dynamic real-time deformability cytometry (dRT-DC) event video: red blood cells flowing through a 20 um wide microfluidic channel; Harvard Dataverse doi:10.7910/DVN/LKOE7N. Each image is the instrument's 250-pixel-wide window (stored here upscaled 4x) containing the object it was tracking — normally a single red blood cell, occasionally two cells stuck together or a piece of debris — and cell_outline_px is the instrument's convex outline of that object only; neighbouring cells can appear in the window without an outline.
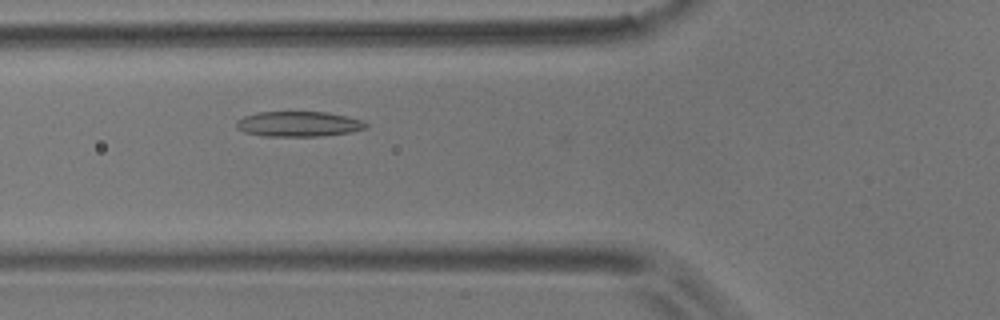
{"species": "common noctule bat (a hibernating species)", "species_latin": "Nyctalus noctula", "temperature_condition": "room temperature", "stored_images_in_passage": 3, "camera_frame_rate_fps": 3000, "um_per_image_px": 0.085, "animal": {"sex": "male", "body_mass_g": 17.9}, "frame": {"image": 1, "passage_image": 2, "time_ms": 1.0, "image_size_px": [1000, 320], "cell_outline_px": [[368, 128], [352, 132], [324, 136], [264, 136], [244, 132], [236, 128], [236, 120], [244, 116], [260, 112], [328, 112], [364, 120], [368, 124]], "centroid_in_image_um": [25.42, 10.54], "position_along_channel_um": 100.4, "area_um2": 19.25}}
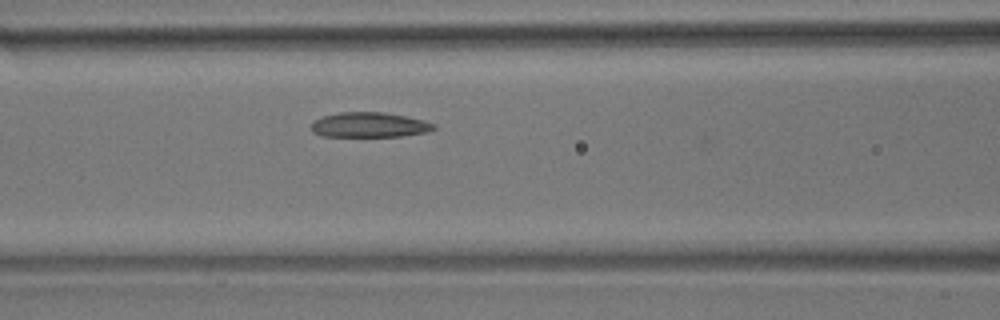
{"frame": {"image": 2, "passage_image": 3, "time_ms": 2.0, "image_size_px": [1000, 320], "cell_outline_px": [[436, 128], [428, 132], [400, 136], [320, 136], [312, 132], [312, 124], [316, 120], [324, 116], [340, 112], [384, 112], [424, 120], [436, 124]], "centroid_in_image_um": [31.43, 10.62], "position_along_channel_um": 135.2, "area_um2": 17.74}}